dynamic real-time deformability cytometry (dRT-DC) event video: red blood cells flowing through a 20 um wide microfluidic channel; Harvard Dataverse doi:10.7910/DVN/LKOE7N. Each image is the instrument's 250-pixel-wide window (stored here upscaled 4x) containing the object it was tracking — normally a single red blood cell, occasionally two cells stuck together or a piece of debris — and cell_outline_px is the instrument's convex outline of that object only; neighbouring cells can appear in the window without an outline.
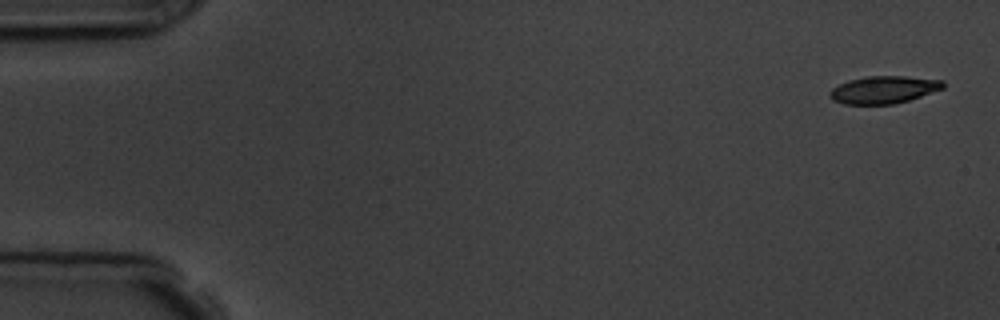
{"species": "common noctule bat (a hibernating species)", "species_latin": "Nyctalus noctula", "temperature_condition": "room temperature", "stored_images_in_passage": 6, "segment_of_instrument_passage": [1, 2], "camera_frame_rate_fps": 3000, "um_per_image_px": 0.085, "animal": {"sex": "male", "body_mass_g": 19.5, "forearm_length_mm": 54.6}, "frame": {"image": 1, "passage_image": 1, "time_ms": 0.0, "image_size_px": [1000, 320], "cell_outline_px": [[944, 88], [908, 100], [892, 104], [844, 104], [832, 100], [828, 96], [828, 92], [832, 88], [848, 80], [868, 76], [904, 76], [944, 80]], "centroid_in_image_um": [75.08, 7.62], "position_along_channel_um": 9.9, "area_um2": 18.09}}
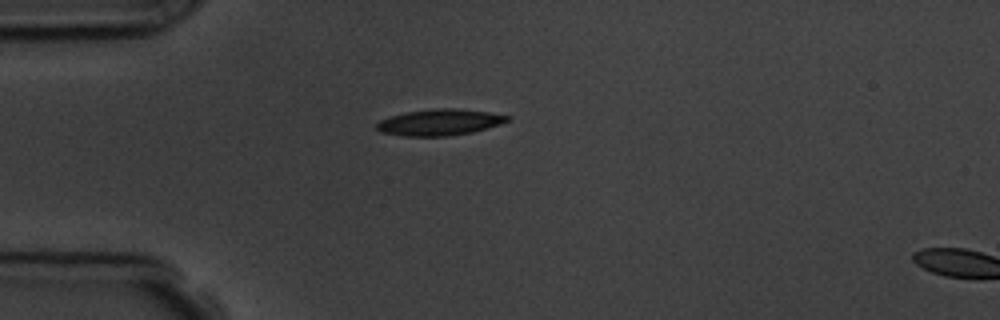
{"frame": {"image": 2, "passage_image": 5, "time_ms": 4.333, "image_size_px": [1000, 320], "cell_outline_px": [[512, 116], [508, 120], [500, 124], [488, 128], [472, 132], [448, 136], [404, 136], [380, 132], [376, 128], [376, 124], [380, 120], [392, 116], [408, 112], [436, 108], [452, 108], [488, 112]], "centroid_in_image_um": [37.37, 10.4], "position_along_channel_um": 47.6, "area_um2": 19.83}}